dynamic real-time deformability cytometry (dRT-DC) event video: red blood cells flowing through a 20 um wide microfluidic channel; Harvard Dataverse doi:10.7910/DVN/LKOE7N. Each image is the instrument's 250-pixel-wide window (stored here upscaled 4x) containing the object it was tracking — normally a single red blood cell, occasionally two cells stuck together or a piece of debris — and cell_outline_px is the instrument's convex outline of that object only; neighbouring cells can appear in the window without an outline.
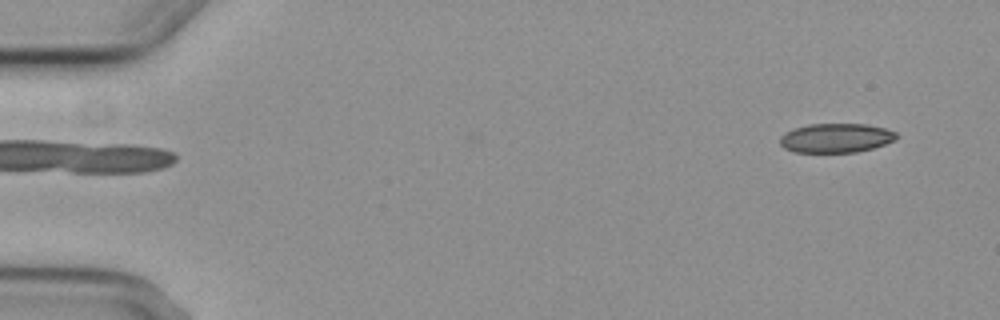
{"species": "common noctule bat (a hibernating species)", "species_latin": "Nyctalus noctula", "temperature_condition": "cold", "stored_images_in_passage": 2, "camera_frame_rate_fps": 3000, "um_per_image_px": 0.085, "animal": {"sex": "female", "body_mass_g": 29.2, "forearm_length_mm": 56.3}, "frame": {"image": 1, "passage_image": 2, "time_ms": 1.333, "image_size_px": [1000, 320], "cell_outline_px": [[900, 136], [896, 140], [872, 148], [856, 152], [796, 152], [784, 148], [780, 144], [780, 136], [784, 132], [808, 124], [864, 124], [884, 128], [896, 132]], "centroid_in_image_um": [71.06, 11.73], "position_along_channel_um": 13.9, "area_um2": 19.83}}